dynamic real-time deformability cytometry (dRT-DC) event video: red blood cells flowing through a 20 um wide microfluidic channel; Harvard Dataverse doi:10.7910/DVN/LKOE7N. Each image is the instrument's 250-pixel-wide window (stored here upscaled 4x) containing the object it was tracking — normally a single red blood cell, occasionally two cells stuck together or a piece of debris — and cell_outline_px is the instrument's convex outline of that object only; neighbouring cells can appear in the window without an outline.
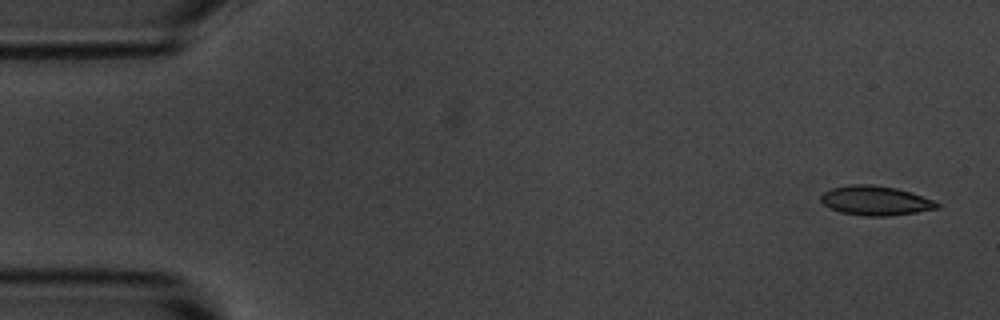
{"species": "common noctule bat (a hibernating species)", "species_latin": "Nyctalus noctula", "temperature_condition": "room temperature", "stored_images_in_passage": 53, "camera_frame_rate_fps": 3000, "um_per_image_px": 0.085, "animal": {"sex": "male", "body_mass_g": 20.1, "forearm_length_mm": 53.5}, "frame": {"image": 1, "passage_image": 1, "time_ms": 0.0, "image_size_px": [1000, 320], "cell_outline_px": [[940, 208], [916, 212], [888, 216], [864, 216], [840, 212], [828, 208], [820, 200], [820, 196], [824, 192], [832, 188], [852, 184], [872, 184], [896, 188], [932, 200], [940, 204]], "centroid_in_image_um": [74.37, 17.06], "position_along_channel_um": 10.6, "area_um2": 19.83}}
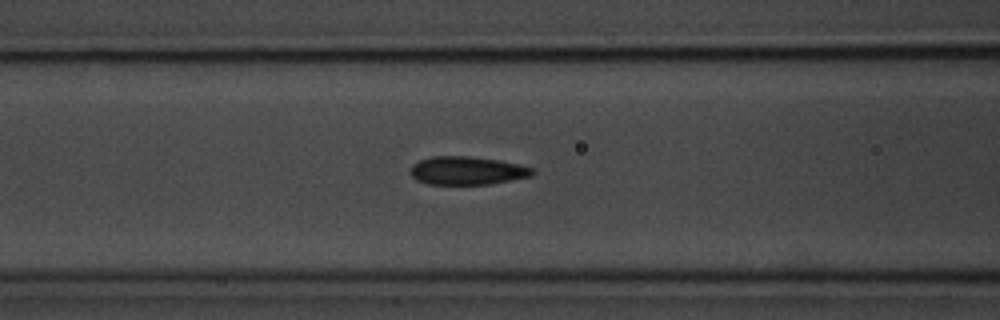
{"frame": {"image": 2, "passage_image": 20, "time_ms": 6.333, "image_size_px": [1000, 320], "cell_outline_px": [[536, 172], [532, 176], [488, 184], [428, 184], [416, 180], [408, 172], [412, 164], [420, 160], [432, 156], [468, 156], [500, 160], [520, 164], [532, 168]], "centroid_in_image_um": [39.69, 14.5], "position_along_channel_um": 126.9, "area_um2": 20.23}}
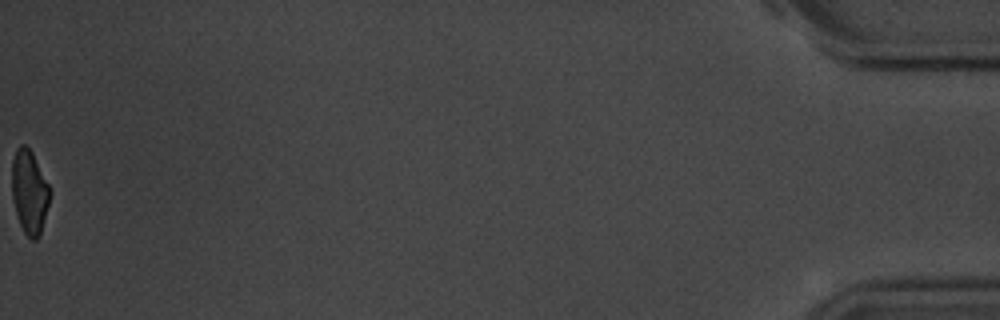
{"frame": {"image": 3, "passage_image": 53, "time_ms": 17.333, "image_size_px": [1000, 320], "cell_outline_px": [[52, 192], [40, 236], [36, 240], [32, 240], [24, 232], [20, 224], [12, 200], [12, 160], [16, 148], [20, 144], [24, 144], [32, 152], [52, 188]], "centroid_in_image_um": [2.52, 16.3], "position_along_channel_um": 432.7, "area_um2": 18.9}, "authors_computed_cell_mechanics": {"area_um2": 20.23, "velocity_mm_per_s": 3.7059, "shape_relaxation_time_tau1_ms": 4.7018, "shape_relaxation_time_tau2_ms": 3.1021, "deformation_change_tau1": 0.14, "deformation_change_tau2": 0.0704}}